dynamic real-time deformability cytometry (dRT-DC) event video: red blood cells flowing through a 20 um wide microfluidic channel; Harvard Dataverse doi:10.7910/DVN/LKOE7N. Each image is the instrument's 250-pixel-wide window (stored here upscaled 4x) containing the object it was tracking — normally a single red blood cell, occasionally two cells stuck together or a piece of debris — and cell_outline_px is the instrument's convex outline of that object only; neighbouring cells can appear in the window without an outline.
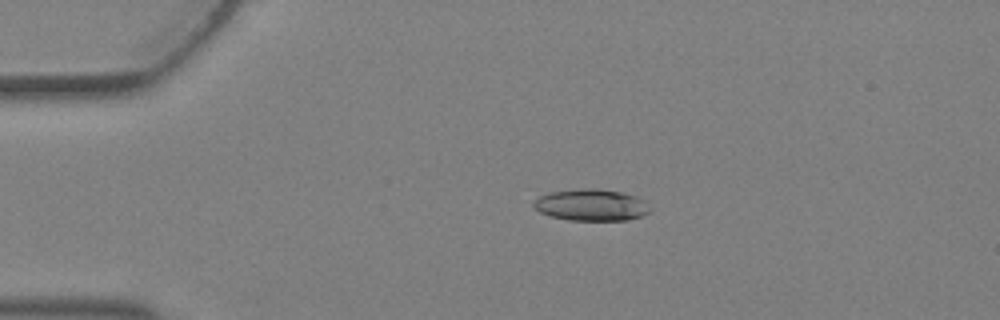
{"species": "Egyptian fruit bat (a non-hibernating species)", "species_latin": "Rousettus aegyptiacus", "temperature_condition": "warm", "stored_images_in_passage": 2, "camera_frame_rate_fps": 3000, "um_per_image_px": 0.085, "animal": {"sex": "female"}, "frame": {"image": 1, "passage_image": 1, "time_ms": 0.0, "image_size_px": [1000, 320], "cell_outline_px": [[652, 208], [644, 216], [628, 220], [568, 220], [552, 216], [540, 212], [532, 204], [540, 196], [548, 192], [588, 188], [596, 188], [620, 192], [636, 196], [644, 200]], "centroid_in_image_um": [50.3, 17.43], "position_along_channel_um": 34.7, "area_um2": 21.44}}